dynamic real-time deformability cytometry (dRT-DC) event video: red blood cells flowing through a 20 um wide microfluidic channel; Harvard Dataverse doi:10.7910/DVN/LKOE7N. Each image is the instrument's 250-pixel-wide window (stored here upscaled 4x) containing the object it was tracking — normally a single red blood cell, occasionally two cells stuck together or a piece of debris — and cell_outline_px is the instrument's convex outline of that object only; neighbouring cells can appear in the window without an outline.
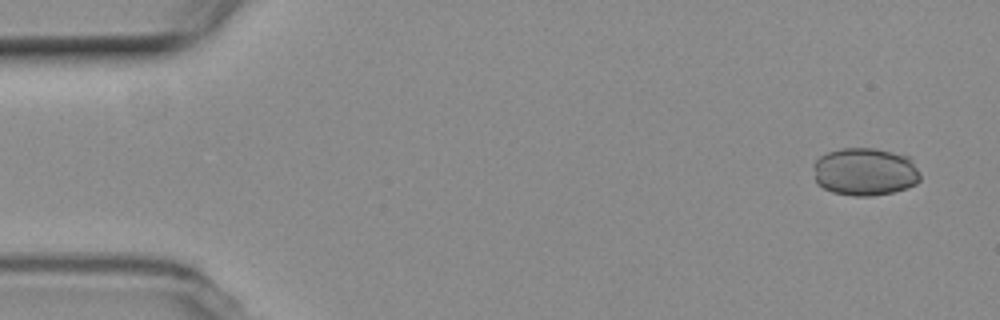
{"species": "common noctule bat (a hibernating species)", "species_latin": "Nyctalus noctula", "temperature_condition": "room temperature", "stored_images_in_passage": 4, "camera_frame_rate_fps": 3000, "um_per_image_px": 0.085, "animal": {"sex": "female", "body_mass_g": 19.3, "forearm_length_mm": 54.1}, "frame": {"image": 1, "passage_image": 1, "time_ms": 0.0, "image_size_px": [1000, 320], "cell_outline_px": [[920, 180], [916, 184], [908, 188], [892, 192], [872, 196], [852, 196], [832, 192], [816, 184], [812, 168], [812, 164], [820, 156], [828, 152], [840, 148], [876, 148], [912, 156], [920, 172]], "centroid_in_image_um": [73.54, 14.59], "position_along_channel_um": 11.5, "area_um2": 30.52}}